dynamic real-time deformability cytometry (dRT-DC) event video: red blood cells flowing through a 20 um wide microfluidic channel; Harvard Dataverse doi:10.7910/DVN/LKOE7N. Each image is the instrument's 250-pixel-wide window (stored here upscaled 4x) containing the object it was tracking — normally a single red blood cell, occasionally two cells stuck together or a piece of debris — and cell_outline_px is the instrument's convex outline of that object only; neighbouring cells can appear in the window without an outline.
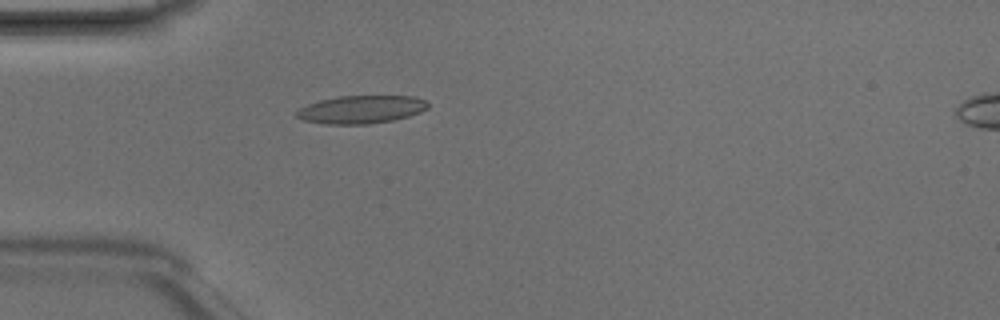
{"species": "Egyptian fruit bat (a non-hibernating species)", "species_latin": "Rousettus aegyptiacus", "temperature_condition": "room temperature", "stored_images_in_passage": 2, "camera_frame_rate_fps": 3000, "um_per_image_px": 0.085, "animal": {"sex": "male"}, "frame": {"image": 1, "passage_image": 1, "time_ms": 0.0, "image_size_px": [1000, 320], "cell_outline_px": [[428, 108], [420, 112], [408, 116], [392, 120], [368, 124], [324, 124], [304, 120], [296, 116], [296, 112], [300, 108], [308, 104], [320, 100], [340, 96], [412, 96], [428, 100]], "centroid_in_image_um": [30.72, 9.3], "position_along_channel_um": 54.3, "area_um2": 21.33}}